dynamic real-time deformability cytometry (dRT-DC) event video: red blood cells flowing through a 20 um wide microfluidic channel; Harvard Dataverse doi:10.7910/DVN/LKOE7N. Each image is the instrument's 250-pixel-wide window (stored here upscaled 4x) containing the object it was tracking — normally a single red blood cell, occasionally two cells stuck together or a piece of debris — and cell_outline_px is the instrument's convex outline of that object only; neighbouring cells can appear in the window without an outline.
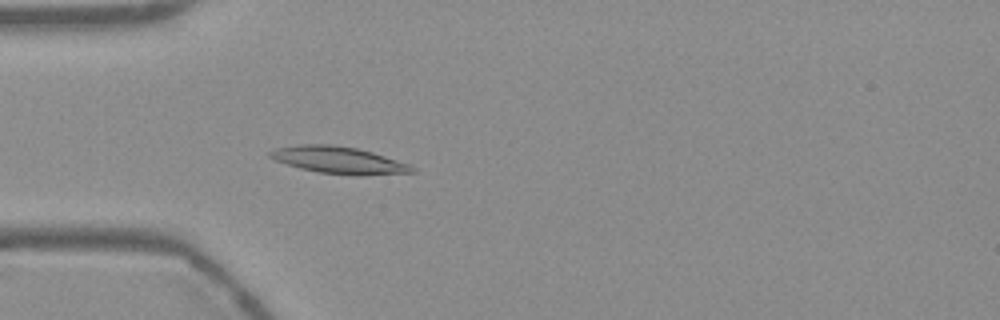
{"species": "Egyptian fruit bat (a non-hibernating species)", "species_latin": "Rousettus aegyptiacus", "temperature_condition": "warm", "stored_images_in_passage": 54, "camera_frame_rate_fps": 3000, "um_per_image_px": 0.085, "frame": {"image": 1, "passage_image": 16, "time_ms": 5.0, "image_size_px": [1000, 320], "cell_outline_px": [[416, 172], [320, 172], [300, 168], [276, 160], [268, 156], [268, 152], [276, 148], [296, 144], [332, 144], [356, 148], [372, 152], [408, 164], [416, 168]], "centroid_in_image_um": [28.64, 13.53], "position_along_channel_um": 56.4, "area_um2": 20.87}}
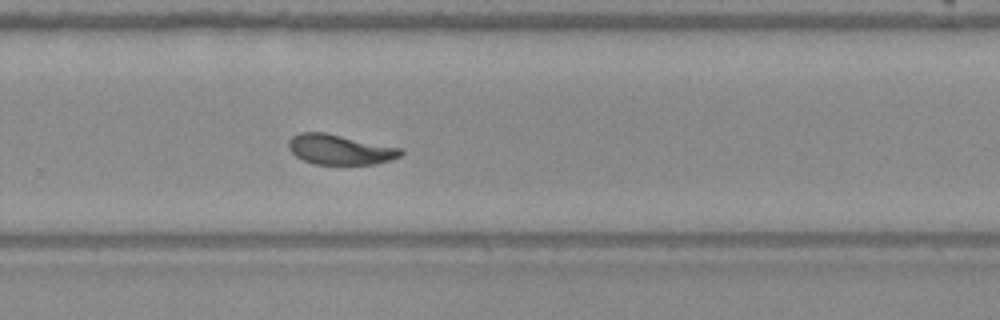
{"frame": {"image": 2, "passage_image": 36, "time_ms": 11.667, "image_size_px": [1000, 320], "cell_outline_px": [[404, 152], [400, 156], [392, 160], [376, 164], [312, 164], [296, 156], [288, 148], [288, 140], [292, 136], [300, 132], [324, 132], [400, 148]], "centroid_in_image_um": [28.87, 12.71], "position_along_channel_um": 300.9, "area_um2": 19.59}}
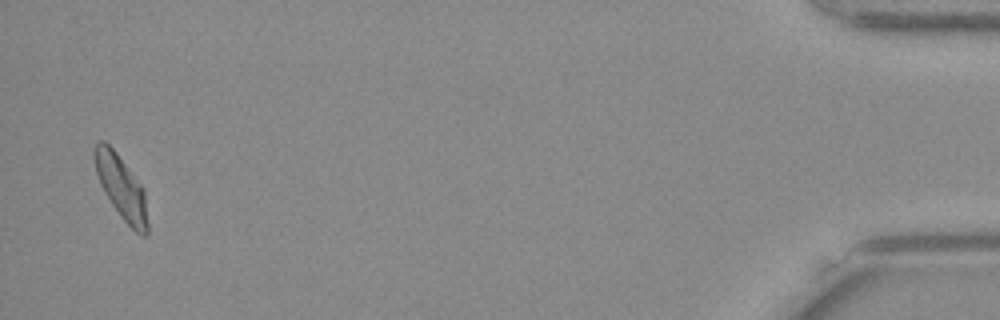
{"frame": {"image": 3, "passage_image": 53, "time_ms": 17.333, "image_size_px": [1000, 320], "cell_outline_px": [[148, 236], [144, 236], [136, 232], [120, 216], [104, 192], [100, 184], [96, 172], [92, 156], [92, 152], [96, 140], [104, 140], [116, 152], [144, 188], [148, 224]], "centroid_in_image_um": [10.29, 15.89], "position_along_channel_um": 424.9, "area_um2": 19.83}, "authors_computed_cell_mechanics": {"area_um2": 20.1722, "velocity_mm_per_s": 3.7382, "shape_relaxation_time_tau1_ms": 4.44, "shape_relaxation_time_tau2_ms": 3.1908, "deformation_change_tau1": 0.163, "deformation_change_tau2": 0.0951}}